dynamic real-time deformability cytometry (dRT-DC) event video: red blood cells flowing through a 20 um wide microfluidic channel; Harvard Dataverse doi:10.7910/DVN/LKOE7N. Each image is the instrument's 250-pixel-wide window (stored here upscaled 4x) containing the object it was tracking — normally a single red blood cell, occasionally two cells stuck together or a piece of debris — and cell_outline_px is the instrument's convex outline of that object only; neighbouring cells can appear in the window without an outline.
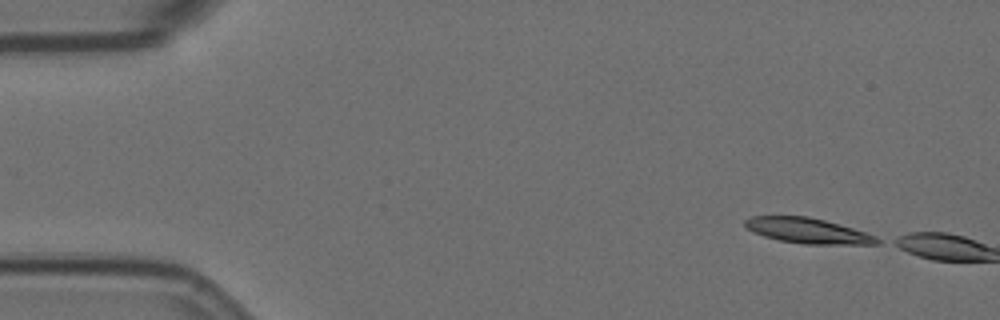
{"species": "Egyptian fruit bat (a non-hibernating species)", "species_latin": "Rousettus aegyptiacus", "temperature_condition": "room temperature", "stored_images_in_passage": 4, "camera_frame_rate_fps": 3000, "um_per_image_px": 0.085, "animal": {"sex": "female"}, "frame": {"image": 1, "passage_image": 1, "time_ms": 0.0, "image_size_px": [1000, 320], "cell_outline_px": [[884, 240], [880, 244], [804, 244], [780, 240], [764, 236], [752, 232], [744, 228], [744, 220], [752, 216], [808, 216], [824, 220], [852, 228], [876, 236]], "centroid_in_image_um": [68.65, 19.61], "position_along_channel_um": 16.4, "area_um2": 19.54}}